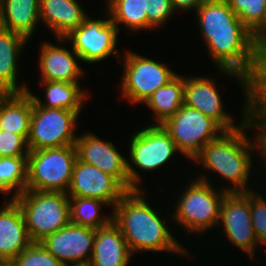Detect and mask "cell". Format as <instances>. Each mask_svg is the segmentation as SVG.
<instances>
[{
    "label": "cell",
    "instance_id": "obj_1",
    "mask_svg": "<svg viewBox=\"0 0 266 266\" xmlns=\"http://www.w3.org/2000/svg\"><path fill=\"white\" fill-rule=\"evenodd\" d=\"M196 17L205 46L219 71L235 76L242 89H246V76L257 57L253 33L226 0H204L196 9Z\"/></svg>",
    "mask_w": 266,
    "mask_h": 266
},
{
    "label": "cell",
    "instance_id": "obj_2",
    "mask_svg": "<svg viewBox=\"0 0 266 266\" xmlns=\"http://www.w3.org/2000/svg\"><path fill=\"white\" fill-rule=\"evenodd\" d=\"M142 189L128 191L114 206L112 220L118 225L132 254L137 251L187 254L169 227L142 197Z\"/></svg>",
    "mask_w": 266,
    "mask_h": 266
},
{
    "label": "cell",
    "instance_id": "obj_3",
    "mask_svg": "<svg viewBox=\"0 0 266 266\" xmlns=\"http://www.w3.org/2000/svg\"><path fill=\"white\" fill-rule=\"evenodd\" d=\"M246 129L243 124L236 130L225 131L219 138L206 144L193 159L233 184V187H223L227 192L251 191L246 184L253 164L251 153L254 152V146L245 133Z\"/></svg>",
    "mask_w": 266,
    "mask_h": 266
},
{
    "label": "cell",
    "instance_id": "obj_4",
    "mask_svg": "<svg viewBox=\"0 0 266 266\" xmlns=\"http://www.w3.org/2000/svg\"><path fill=\"white\" fill-rule=\"evenodd\" d=\"M14 200L21 208L32 242H40L70 223V198L67 193L26 189Z\"/></svg>",
    "mask_w": 266,
    "mask_h": 266
},
{
    "label": "cell",
    "instance_id": "obj_5",
    "mask_svg": "<svg viewBox=\"0 0 266 266\" xmlns=\"http://www.w3.org/2000/svg\"><path fill=\"white\" fill-rule=\"evenodd\" d=\"M76 160L75 145L29 151L26 189L67 193Z\"/></svg>",
    "mask_w": 266,
    "mask_h": 266
},
{
    "label": "cell",
    "instance_id": "obj_6",
    "mask_svg": "<svg viewBox=\"0 0 266 266\" xmlns=\"http://www.w3.org/2000/svg\"><path fill=\"white\" fill-rule=\"evenodd\" d=\"M210 183L204 174L203 177L200 175L180 195L173 219L184 227L183 230L203 233L219 222L222 200L227 191L222 189L217 193Z\"/></svg>",
    "mask_w": 266,
    "mask_h": 266
},
{
    "label": "cell",
    "instance_id": "obj_7",
    "mask_svg": "<svg viewBox=\"0 0 266 266\" xmlns=\"http://www.w3.org/2000/svg\"><path fill=\"white\" fill-rule=\"evenodd\" d=\"M162 126L170 134L177 150L192 161L206 144L225 132L216 121L185 104Z\"/></svg>",
    "mask_w": 266,
    "mask_h": 266
},
{
    "label": "cell",
    "instance_id": "obj_8",
    "mask_svg": "<svg viewBox=\"0 0 266 266\" xmlns=\"http://www.w3.org/2000/svg\"><path fill=\"white\" fill-rule=\"evenodd\" d=\"M130 158L127 160V172L130 191L140 189L141 175L131 165L144 171H154L167 163L176 152L175 142L162 125H150L134 133L130 139ZM131 162V163H129Z\"/></svg>",
    "mask_w": 266,
    "mask_h": 266
},
{
    "label": "cell",
    "instance_id": "obj_9",
    "mask_svg": "<svg viewBox=\"0 0 266 266\" xmlns=\"http://www.w3.org/2000/svg\"><path fill=\"white\" fill-rule=\"evenodd\" d=\"M80 112L41 107L33 101L30 134L27 139L29 151L75 145L78 136L74 131Z\"/></svg>",
    "mask_w": 266,
    "mask_h": 266
},
{
    "label": "cell",
    "instance_id": "obj_10",
    "mask_svg": "<svg viewBox=\"0 0 266 266\" xmlns=\"http://www.w3.org/2000/svg\"><path fill=\"white\" fill-rule=\"evenodd\" d=\"M125 53L124 76L120 84L123 96L132 104L145 103L155 90L177 76L163 63L131 51Z\"/></svg>",
    "mask_w": 266,
    "mask_h": 266
},
{
    "label": "cell",
    "instance_id": "obj_11",
    "mask_svg": "<svg viewBox=\"0 0 266 266\" xmlns=\"http://www.w3.org/2000/svg\"><path fill=\"white\" fill-rule=\"evenodd\" d=\"M107 19L94 20L87 15L78 28L73 29L64 38L57 39L62 43L70 41L72 49L85 63H97L112 54L117 60L122 61L115 49L118 37L117 26L111 21L110 15Z\"/></svg>",
    "mask_w": 266,
    "mask_h": 266
},
{
    "label": "cell",
    "instance_id": "obj_12",
    "mask_svg": "<svg viewBox=\"0 0 266 266\" xmlns=\"http://www.w3.org/2000/svg\"><path fill=\"white\" fill-rule=\"evenodd\" d=\"M219 224L226 238L253 259L260 242L255 236L250 211V191L227 192L222 200Z\"/></svg>",
    "mask_w": 266,
    "mask_h": 266
},
{
    "label": "cell",
    "instance_id": "obj_13",
    "mask_svg": "<svg viewBox=\"0 0 266 266\" xmlns=\"http://www.w3.org/2000/svg\"><path fill=\"white\" fill-rule=\"evenodd\" d=\"M95 229L69 223L40 241L65 266L89 264L94 246Z\"/></svg>",
    "mask_w": 266,
    "mask_h": 266
},
{
    "label": "cell",
    "instance_id": "obj_14",
    "mask_svg": "<svg viewBox=\"0 0 266 266\" xmlns=\"http://www.w3.org/2000/svg\"><path fill=\"white\" fill-rule=\"evenodd\" d=\"M127 192L116 178L77 158L67 191L69 196L100 199L114 208Z\"/></svg>",
    "mask_w": 266,
    "mask_h": 266
},
{
    "label": "cell",
    "instance_id": "obj_15",
    "mask_svg": "<svg viewBox=\"0 0 266 266\" xmlns=\"http://www.w3.org/2000/svg\"><path fill=\"white\" fill-rule=\"evenodd\" d=\"M75 146L80 161L111 175L130 191L127 159L117 151L115 145L88 132L77 137Z\"/></svg>",
    "mask_w": 266,
    "mask_h": 266
},
{
    "label": "cell",
    "instance_id": "obj_16",
    "mask_svg": "<svg viewBox=\"0 0 266 266\" xmlns=\"http://www.w3.org/2000/svg\"><path fill=\"white\" fill-rule=\"evenodd\" d=\"M218 91L215 81L209 77H185L184 104L213 119L225 131L240 128L244 120H240L239 126L234 124L235 119L224 111L222 98Z\"/></svg>",
    "mask_w": 266,
    "mask_h": 266
},
{
    "label": "cell",
    "instance_id": "obj_17",
    "mask_svg": "<svg viewBox=\"0 0 266 266\" xmlns=\"http://www.w3.org/2000/svg\"><path fill=\"white\" fill-rule=\"evenodd\" d=\"M31 243L21 208L11 199L0 209V261L10 263Z\"/></svg>",
    "mask_w": 266,
    "mask_h": 266
},
{
    "label": "cell",
    "instance_id": "obj_18",
    "mask_svg": "<svg viewBox=\"0 0 266 266\" xmlns=\"http://www.w3.org/2000/svg\"><path fill=\"white\" fill-rule=\"evenodd\" d=\"M132 255L121 230L111 220L95 229L93 253L88 266H127Z\"/></svg>",
    "mask_w": 266,
    "mask_h": 266
},
{
    "label": "cell",
    "instance_id": "obj_19",
    "mask_svg": "<svg viewBox=\"0 0 266 266\" xmlns=\"http://www.w3.org/2000/svg\"><path fill=\"white\" fill-rule=\"evenodd\" d=\"M40 50L39 67L42 80L79 83L83 70L76 62V59H81L73 49L71 52L64 46L44 42Z\"/></svg>",
    "mask_w": 266,
    "mask_h": 266
},
{
    "label": "cell",
    "instance_id": "obj_20",
    "mask_svg": "<svg viewBox=\"0 0 266 266\" xmlns=\"http://www.w3.org/2000/svg\"><path fill=\"white\" fill-rule=\"evenodd\" d=\"M76 0H40V22L43 21L55 37L64 38L78 28L87 16Z\"/></svg>",
    "mask_w": 266,
    "mask_h": 266
},
{
    "label": "cell",
    "instance_id": "obj_21",
    "mask_svg": "<svg viewBox=\"0 0 266 266\" xmlns=\"http://www.w3.org/2000/svg\"><path fill=\"white\" fill-rule=\"evenodd\" d=\"M27 39L13 31L0 27V87L6 93H23L29 90L17 86L18 59Z\"/></svg>",
    "mask_w": 266,
    "mask_h": 266
},
{
    "label": "cell",
    "instance_id": "obj_22",
    "mask_svg": "<svg viewBox=\"0 0 266 266\" xmlns=\"http://www.w3.org/2000/svg\"><path fill=\"white\" fill-rule=\"evenodd\" d=\"M40 0H0V27L30 40L40 23Z\"/></svg>",
    "mask_w": 266,
    "mask_h": 266
},
{
    "label": "cell",
    "instance_id": "obj_23",
    "mask_svg": "<svg viewBox=\"0 0 266 266\" xmlns=\"http://www.w3.org/2000/svg\"><path fill=\"white\" fill-rule=\"evenodd\" d=\"M33 101L28 91L6 93L0 100V129L23 135L28 139Z\"/></svg>",
    "mask_w": 266,
    "mask_h": 266
},
{
    "label": "cell",
    "instance_id": "obj_24",
    "mask_svg": "<svg viewBox=\"0 0 266 266\" xmlns=\"http://www.w3.org/2000/svg\"><path fill=\"white\" fill-rule=\"evenodd\" d=\"M185 77L177 75L168 84L158 88L145 104L154 112L155 123L162 125L184 104Z\"/></svg>",
    "mask_w": 266,
    "mask_h": 266
},
{
    "label": "cell",
    "instance_id": "obj_25",
    "mask_svg": "<svg viewBox=\"0 0 266 266\" xmlns=\"http://www.w3.org/2000/svg\"><path fill=\"white\" fill-rule=\"evenodd\" d=\"M245 110L266 122V51L257 52L252 71L246 76Z\"/></svg>",
    "mask_w": 266,
    "mask_h": 266
},
{
    "label": "cell",
    "instance_id": "obj_26",
    "mask_svg": "<svg viewBox=\"0 0 266 266\" xmlns=\"http://www.w3.org/2000/svg\"><path fill=\"white\" fill-rule=\"evenodd\" d=\"M46 87V101L42 103L41 99L31 94L34 102L41 107L68 109L71 111H82L83 102L87 99L85 91L81 89L79 83H68L60 81L41 80Z\"/></svg>",
    "mask_w": 266,
    "mask_h": 266
},
{
    "label": "cell",
    "instance_id": "obj_27",
    "mask_svg": "<svg viewBox=\"0 0 266 266\" xmlns=\"http://www.w3.org/2000/svg\"><path fill=\"white\" fill-rule=\"evenodd\" d=\"M106 6L118 31L120 24L135 31L147 29L146 0H107Z\"/></svg>",
    "mask_w": 266,
    "mask_h": 266
},
{
    "label": "cell",
    "instance_id": "obj_28",
    "mask_svg": "<svg viewBox=\"0 0 266 266\" xmlns=\"http://www.w3.org/2000/svg\"><path fill=\"white\" fill-rule=\"evenodd\" d=\"M28 156L0 157V192L14 199L26 190Z\"/></svg>",
    "mask_w": 266,
    "mask_h": 266
},
{
    "label": "cell",
    "instance_id": "obj_29",
    "mask_svg": "<svg viewBox=\"0 0 266 266\" xmlns=\"http://www.w3.org/2000/svg\"><path fill=\"white\" fill-rule=\"evenodd\" d=\"M70 198V223L79 226L98 229L107 225L112 220V215L107 216L100 213L101 205H107L104 201L96 198H83L69 196Z\"/></svg>",
    "mask_w": 266,
    "mask_h": 266
},
{
    "label": "cell",
    "instance_id": "obj_30",
    "mask_svg": "<svg viewBox=\"0 0 266 266\" xmlns=\"http://www.w3.org/2000/svg\"><path fill=\"white\" fill-rule=\"evenodd\" d=\"M242 23L254 33L266 18V0H226Z\"/></svg>",
    "mask_w": 266,
    "mask_h": 266
},
{
    "label": "cell",
    "instance_id": "obj_31",
    "mask_svg": "<svg viewBox=\"0 0 266 266\" xmlns=\"http://www.w3.org/2000/svg\"><path fill=\"white\" fill-rule=\"evenodd\" d=\"M9 266H65L41 242H32Z\"/></svg>",
    "mask_w": 266,
    "mask_h": 266
},
{
    "label": "cell",
    "instance_id": "obj_32",
    "mask_svg": "<svg viewBox=\"0 0 266 266\" xmlns=\"http://www.w3.org/2000/svg\"><path fill=\"white\" fill-rule=\"evenodd\" d=\"M250 211L256 238L266 245V198L261 194L250 191Z\"/></svg>",
    "mask_w": 266,
    "mask_h": 266
},
{
    "label": "cell",
    "instance_id": "obj_33",
    "mask_svg": "<svg viewBox=\"0 0 266 266\" xmlns=\"http://www.w3.org/2000/svg\"><path fill=\"white\" fill-rule=\"evenodd\" d=\"M27 139L23 135L0 129V157L28 156Z\"/></svg>",
    "mask_w": 266,
    "mask_h": 266
},
{
    "label": "cell",
    "instance_id": "obj_34",
    "mask_svg": "<svg viewBox=\"0 0 266 266\" xmlns=\"http://www.w3.org/2000/svg\"><path fill=\"white\" fill-rule=\"evenodd\" d=\"M147 30L165 24L175 12L171 0H146Z\"/></svg>",
    "mask_w": 266,
    "mask_h": 266
},
{
    "label": "cell",
    "instance_id": "obj_35",
    "mask_svg": "<svg viewBox=\"0 0 266 266\" xmlns=\"http://www.w3.org/2000/svg\"><path fill=\"white\" fill-rule=\"evenodd\" d=\"M244 120V125L247 127V131L254 127L257 129L258 134L255 137L253 142L254 149L260 152V156L266 159V122L258 120L252 117L246 110H244L243 116L241 117Z\"/></svg>",
    "mask_w": 266,
    "mask_h": 266
},
{
    "label": "cell",
    "instance_id": "obj_36",
    "mask_svg": "<svg viewBox=\"0 0 266 266\" xmlns=\"http://www.w3.org/2000/svg\"><path fill=\"white\" fill-rule=\"evenodd\" d=\"M256 52L266 51V18L261 26L253 33Z\"/></svg>",
    "mask_w": 266,
    "mask_h": 266
},
{
    "label": "cell",
    "instance_id": "obj_37",
    "mask_svg": "<svg viewBox=\"0 0 266 266\" xmlns=\"http://www.w3.org/2000/svg\"><path fill=\"white\" fill-rule=\"evenodd\" d=\"M203 1L204 0H171V3L176 12L177 9H181V11L196 10Z\"/></svg>",
    "mask_w": 266,
    "mask_h": 266
},
{
    "label": "cell",
    "instance_id": "obj_38",
    "mask_svg": "<svg viewBox=\"0 0 266 266\" xmlns=\"http://www.w3.org/2000/svg\"><path fill=\"white\" fill-rule=\"evenodd\" d=\"M6 95V92L0 87V100Z\"/></svg>",
    "mask_w": 266,
    "mask_h": 266
},
{
    "label": "cell",
    "instance_id": "obj_39",
    "mask_svg": "<svg viewBox=\"0 0 266 266\" xmlns=\"http://www.w3.org/2000/svg\"><path fill=\"white\" fill-rule=\"evenodd\" d=\"M0 266H9V263H6V262H3V261H0Z\"/></svg>",
    "mask_w": 266,
    "mask_h": 266
}]
</instances>
